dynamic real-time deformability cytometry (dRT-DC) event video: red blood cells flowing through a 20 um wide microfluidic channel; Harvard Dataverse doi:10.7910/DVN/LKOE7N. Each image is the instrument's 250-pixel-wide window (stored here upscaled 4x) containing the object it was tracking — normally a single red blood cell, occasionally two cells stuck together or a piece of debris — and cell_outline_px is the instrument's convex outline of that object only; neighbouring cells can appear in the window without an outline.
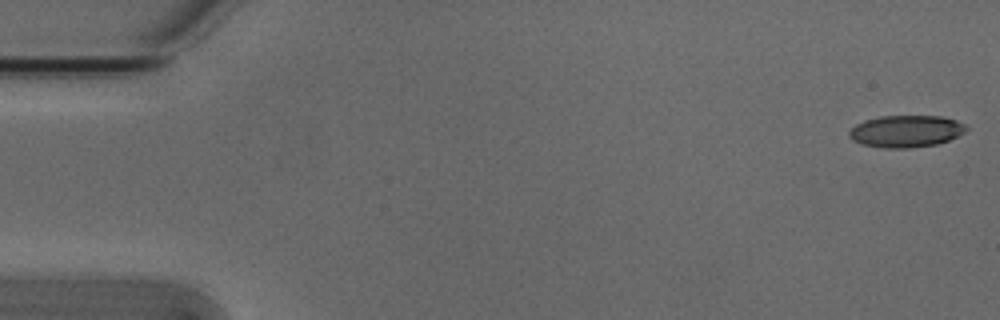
{"species": "Egyptian fruit bat (a non-hibernating species)", "species_latin": "Rousettus aegyptiacus", "temperature_condition": "cold", "stored_images_in_passage": 53, "camera_frame_rate_fps": 3000, "um_per_image_px": 0.085, "animal": {"sex": "male"}, "frame": {"image": 1, "passage_image": 1, "time_ms": 0.0, "image_size_px": [1000, 320], "cell_outline_px": [[968, 128], [964, 132], [948, 140], [936, 144], [908, 148], [884, 148], [860, 144], [852, 140], [848, 136], [848, 132], [856, 124], [864, 120], [880, 116], [940, 116], [956, 120], [964, 124]], "centroid_in_image_um": [76.97, 11.15], "position_along_channel_um": 8.0, "area_um2": 21.79}}
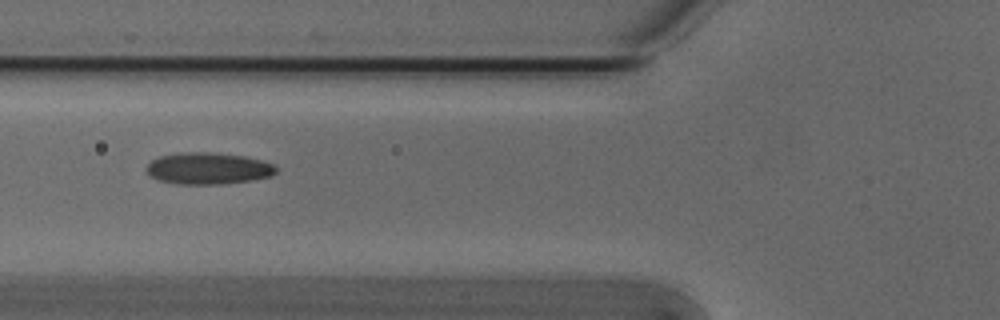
{"frame": {"image": 2, "passage_image": 20, "time_ms": 6.333, "image_size_px": [1000, 320], "cell_outline_px": [[276, 172], [272, 176], [252, 180], [224, 184], [176, 184], [156, 180], [148, 176], [144, 168], [152, 160], [160, 156], [184, 152], [212, 152], [244, 156], [260, 160], [272, 164], [276, 168]], "centroid_in_image_um": [17.64, 14.33], "position_along_channel_um": 108.2, "area_um2": 24.16}}
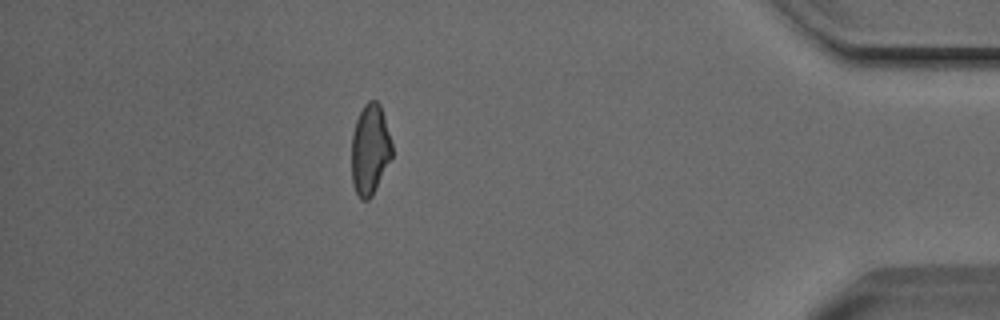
{"frame": {"image": 3, "passage_image": 47, "time_ms": 15.333, "image_size_px": [1000, 320], "cell_outline_px": [[392, 156], [372, 196], [368, 200], [360, 200], [352, 184], [352, 132], [356, 120], [364, 104], [368, 100], [376, 100], [380, 104], [392, 144]], "centroid_in_image_um": [31.44, 12.71], "position_along_channel_um": 403.8, "area_um2": 21.27}, "authors_computed_cell_mechanics": {"area_um2": 22.542, "velocity_mm_per_s": 3.8204, "shape_relaxation_time_tau1_ms": 6.2417, "shape_relaxation_time_tau2_ms": 1.8771, "deformation_change_tau1": 0.1603, "deformation_change_tau2": 0.0884}}